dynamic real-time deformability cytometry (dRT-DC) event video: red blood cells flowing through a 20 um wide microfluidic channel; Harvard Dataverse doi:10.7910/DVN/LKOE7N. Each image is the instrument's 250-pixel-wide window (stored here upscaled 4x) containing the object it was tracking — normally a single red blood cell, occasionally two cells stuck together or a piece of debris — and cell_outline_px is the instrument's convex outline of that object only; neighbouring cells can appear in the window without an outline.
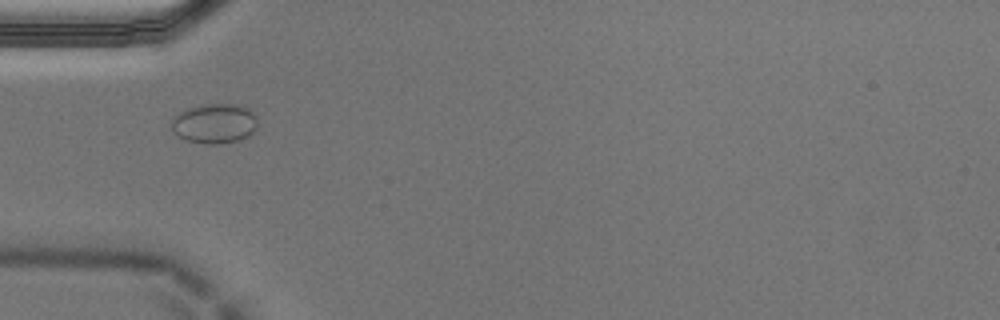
{"species": "Egyptian fruit bat (a non-hibernating species)", "species_latin": "Rousettus aegyptiacus", "temperature_condition": "cold", "stored_images_in_passage": 44, "camera_frame_rate_fps": 3000, "um_per_image_px": 0.085, "animal": {"sex": "male"}, "frame": {"image": 1, "passage_image": 7, "time_ms": 2.0, "image_size_px": [1000, 320], "cell_outline_px": [[256, 128], [248, 136], [240, 140], [216, 144], [204, 144], [188, 140], [180, 136], [172, 128], [172, 120], [180, 112], [188, 108], [204, 104], [240, 104], [252, 108], [256, 116]], "centroid_in_image_um": [18.3, 10.48], "position_along_channel_um": 66.7, "area_um2": 19.94}}